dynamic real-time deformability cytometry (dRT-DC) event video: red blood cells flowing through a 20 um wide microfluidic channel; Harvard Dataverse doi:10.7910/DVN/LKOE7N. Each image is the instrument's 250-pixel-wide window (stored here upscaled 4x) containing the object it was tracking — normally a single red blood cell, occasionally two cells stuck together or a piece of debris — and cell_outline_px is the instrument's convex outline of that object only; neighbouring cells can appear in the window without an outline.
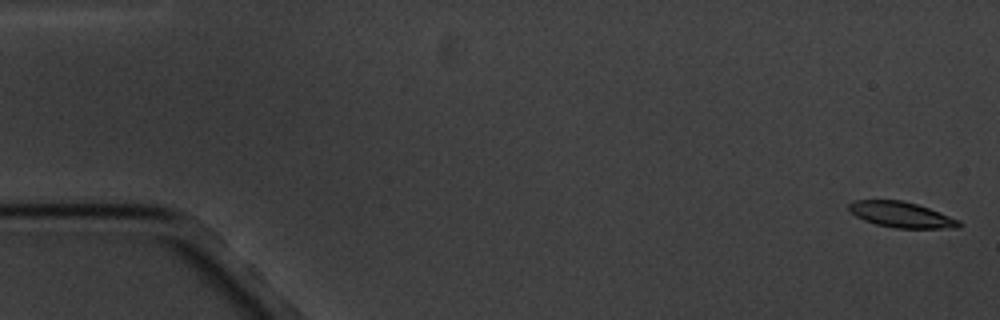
{"species": "common noctule bat (a hibernating species)", "species_latin": "Nyctalus noctula", "temperature_condition": "cold", "stored_images_in_passage": 11, "camera_frame_rate_fps": 3000, "um_per_image_px": 0.085, "animal": {"sex": "male", "body_mass_g": 20.1, "forearm_length_mm": 53.5}, "frame": {"image": 1, "passage_image": 1, "time_ms": 0.0, "image_size_px": [1000, 320], "cell_outline_px": [[960, 228], [896, 228], [876, 224], [864, 220], [856, 216], [848, 208], [848, 204], [852, 200], [900, 200], [916, 204], [928, 208], [960, 220]], "centroid_in_image_um": [76.6, 18.25], "position_along_channel_um": 8.4, "area_um2": 16.3}}
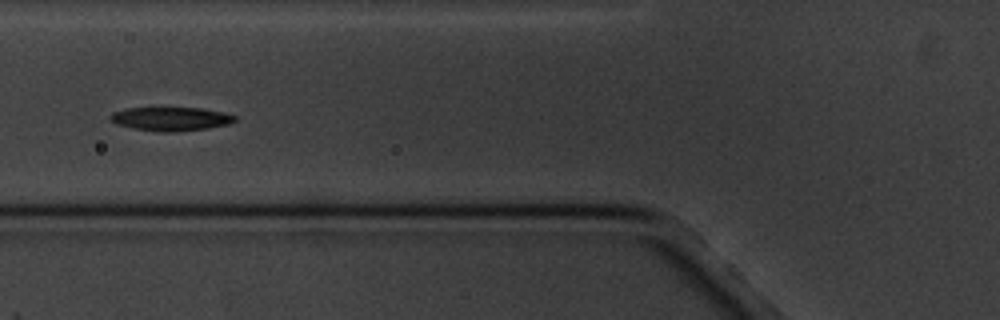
{"frame": {"image": 2, "passage_image": 7, "time_ms": 7.0, "image_size_px": [1000, 320], "cell_outline_px": [[236, 120], [228, 124], [208, 128], [176, 132], [160, 132], [132, 128], [116, 124], [108, 120], [108, 116], [112, 112], [124, 108], [204, 108], [224, 112], [236, 116]], "centroid_in_image_um": [14.48, 10.1], "position_along_channel_um": 111.3, "area_um2": 17.46}}
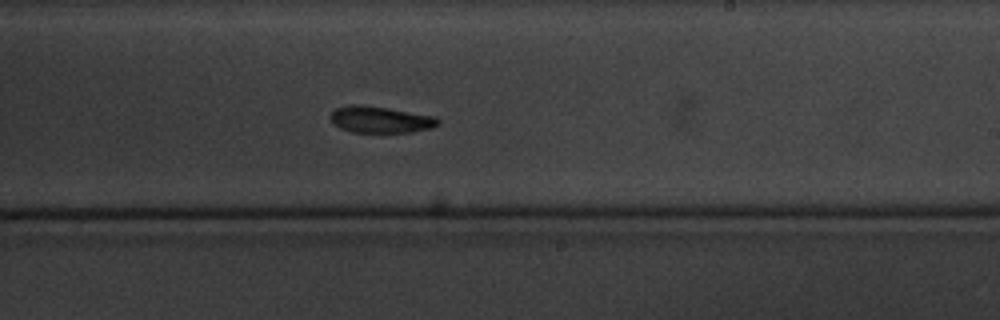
{"frame": {"image": 3, "passage_image": 11, "time_ms": 11.333, "image_size_px": [1000, 320], "cell_outline_px": [[440, 124], [432, 128], [412, 132], [352, 132], [340, 128], [332, 120], [332, 112], [336, 108], [352, 104], [360, 104], [388, 108], [436, 116], [440, 120]], "centroid_in_image_um": [32.4, 10.16], "position_along_channel_um": 256.6, "area_um2": 16.59}}